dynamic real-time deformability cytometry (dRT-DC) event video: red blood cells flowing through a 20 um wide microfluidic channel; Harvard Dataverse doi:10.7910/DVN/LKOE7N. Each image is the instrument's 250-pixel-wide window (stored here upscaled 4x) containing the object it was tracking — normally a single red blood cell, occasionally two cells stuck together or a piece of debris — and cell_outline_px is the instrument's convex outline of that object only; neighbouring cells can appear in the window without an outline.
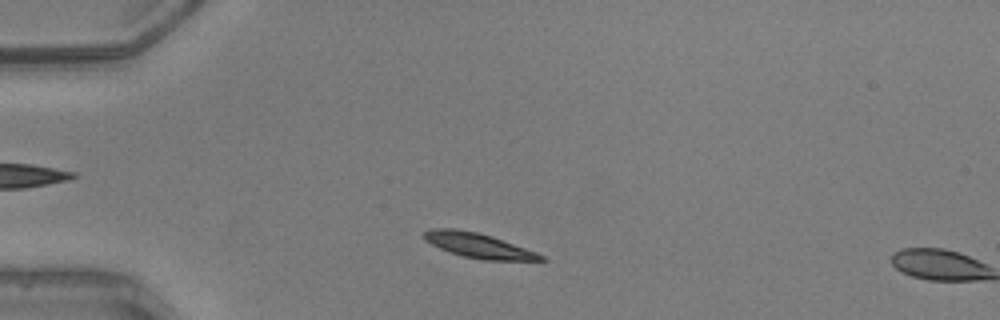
{"species": "common noctule bat (a hibernating species)", "species_latin": "Nyctalus noctula", "temperature_condition": "warm", "stored_images_in_passage": 4, "camera_frame_rate_fps": 3000, "um_per_image_px": 0.085, "animal": {"sex": "male", "body_mass_g": 20.5, "forearm_length_mm": 52.5}, "frame": {"image": 1, "passage_image": 3, "time_ms": 0.667, "image_size_px": [1000, 320], "cell_outline_px": [[548, 260], [484, 260], [464, 256], [448, 252], [424, 240], [420, 236], [424, 232], [432, 228], [456, 228], [476, 232], [492, 236], [536, 252], [544, 256]], "centroid_in_image_um": [40.61, 20.85], "position_along_channel_um": 44.4, "area_um2": 16.82}}